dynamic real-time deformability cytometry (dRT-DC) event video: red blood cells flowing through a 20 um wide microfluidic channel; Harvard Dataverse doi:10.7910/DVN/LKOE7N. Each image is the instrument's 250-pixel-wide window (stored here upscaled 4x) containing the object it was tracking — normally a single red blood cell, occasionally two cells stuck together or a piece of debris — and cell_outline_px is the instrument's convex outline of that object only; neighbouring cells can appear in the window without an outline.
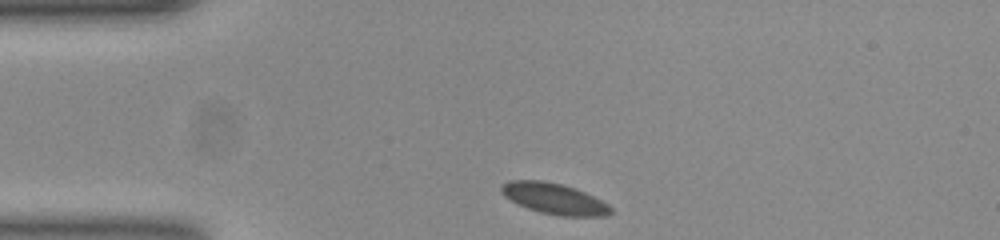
{"species": "common noctule bat (a hibernating species)", "species_latin": "Nyctalus noctula", "temperature_condition": "room temperature", "stored_images_in_passage": 35, "camera_frame_rate_fps": 3000, "um_per_image_px": 0.085, "animal": {"sex": "female", "body_mass_g": 23.0, "forearm_length_mm": 53.4}, "frame": {"image": 1, "passage_image": 1, "time_ms": 0.0, "image_size_px": [1000, 240], "cell_outline_px": [[612, 212], [604, 216], [564, 216], [540, 212], [528, 208], [504, 196], [500, 188], [504, 184], [512, 180], [540, 180], [560, 184], [584, 192], [608, 204], [612, 208]], "centroid_in_image_um": [47.12, 16.89], "position_along_channel_um": 37.9, "area_um2": 19.19}}
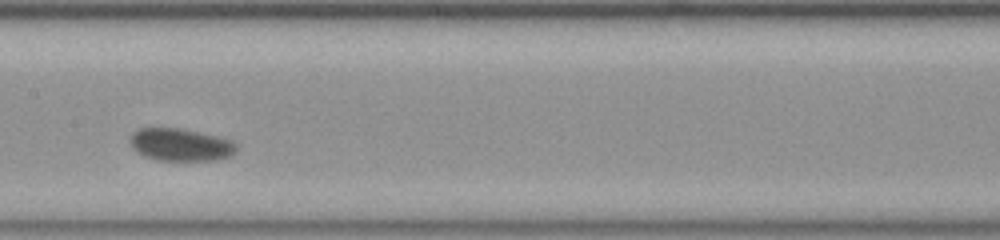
{"frame": {"image": 2, "passage_image": 16, "time_ms": 5.0, "image_size_px": [1000, 240], "cell_outline_px": [[236, 152], [228, 156], [216, 160], [156, 160], [144, 156], [132, 148], [132, 132], [140, 128], [180, 128], [216, 136], [232, 140], [236, 144]], "centroid_in_image_um": [15.35, 12.3], "position_along_channel_um": 192.0, "area_um2": 19.94}}
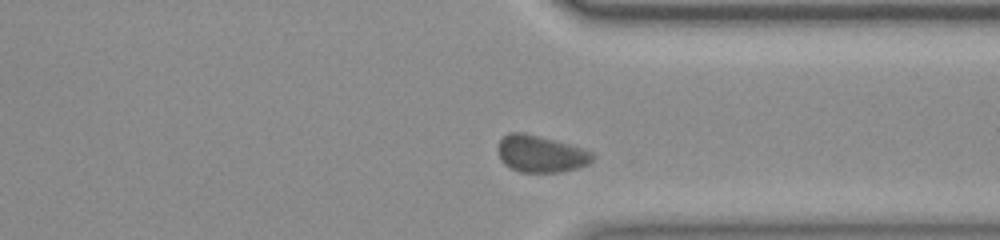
{"frame": {"image": 3, "passage_image": 30, "time_ms": 9.667, "image_size_px": [1000, 240], "cell_outline_px": [[592, 160], [588, 164], [580, 168], [560, 172], [520, 172], [504, 164], [500, 156], [500, 140], [508, 132], [524, 132], [568, 144], [592, 152]], "centroid_in_image_um": [45.97, 13.09], "position_along_channel_um": 365.4, "area_um2": 19.94}, "authors_computed_cell_mechanics": {"area_um2": 19.5942, "velocity_mm_per_s": 3.7217, "shape_relaxation_time_tau1_ms": 0.8199, "shape_relaxation_time_tau2_ms": null, "deformation_change_tau1": 0.039, "deformation_change_tau2": null}}